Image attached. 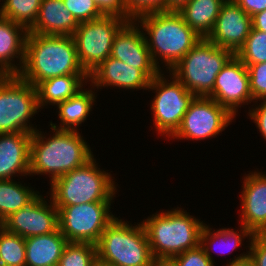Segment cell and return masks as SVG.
<instances>
[{
  "label": "cell",
  "mask_w": 266,
  "mask_h": 266,
  "mask_svg": "<svg viewBox=\"0 0 266 266\" xmlns=\"http://www.w3.org/2000/svg\"><path fill=\"white\" fill-rule=\"evenodd\" d=\"M111 203L55 206L59 211L60 232L69 243L96 244L106 227L116 218L110 212Z\"/></svg>",
  "instance_id": "30bf717a"
},
{
  "label": "cell",
  "mask_w": 266,
  "mask_h": 266,
  "mask_svg": "<svg viewBox=\"0 0 266 266\" xmlns=\"http://www.w3.org/2000/svg\"><path fill=\"white\" fill-rule=\"evenodd\" d=\"M37 110L40 108L33 85L18 75L0 76V134H33L37 129L29 121Z\"/></svg>",
  "instance_id": "ba28073f"
},
{
  "label": "cell",
  "mask_w": 266,
  "mask_h": 266,
  "mask_svg": "<svg viewBox=\"0 0 266 266\" xmlns=\"http://www.w3.org/2000/svg\"><path fill=\"white\" fill-rule=\"evenodd\" d=\"M234 55L201 38L169 72L195 96L209 97L217 75Z\"/></svg>",
  "instance_id": "52a82bcc"
},
{
  "label": "cell",
  "mask_w": 266,
  "mask_h": 266,
  "mask_svg": "<svg viewBox=\"0 0 266 266\" xmlns=\"http://www.w3.org/2000/svg\"><path fill=\"white\" fill-rule=\"evenodd\" d=\"M39 194L37 190L12 179L0 180V224L31 203Z\"/></svg>",
  "instance_id": "4316f807"
},
{
  "label": "cell",
  "mask_w": 266,
  "mask_h": 266,
  "mask_svg": "<svg viewBox=\"0 0 266 266\" xmlns=\"http://www.w3.org/2000/svg\"><path fill=\"white\" fill-rule=\"evenodd\" d=\"M96 101L95 92L81 89L71 98L58 103L57 109L60 125L50 122L51 128L57 130L77 131L79 125L86 121ZM75 126V127H74ZM78 127V128H77Z\"/></svg>",
  "instance_id": "cb8c5ba5"
},
{
  "label": "cell",
  "mask_w": 266,
  "mask_h": 266,
  "mask_svg": "<svg viewBox=\"0 0 266 266\" xmlns=\"http://www.w3.org/2000/svg\"><path fill=\"white\" fill-rule=\"evenodd\" d=\"M190 0H166V11L178 12Z\"/></svg>",
  "instance_id": "60d3db41"
},
{
  "label": "cell",
  "mask_w": 266,
  "mask_h": 266,
  "mask_svg": "<svg viewBox=\"0 0 266 266\" xmlns=\"http://www.w3.org/2000/svg\"><path fill=\"white\" fill-rule=\"evenodd\" d=\"M78 26L63 0H42L37 19L28 31L41 35L73 36Z\"/></svg>",
  "instance_id": "44dd1931"
},
{
  "label": "cell",
  "mask_w": 266,
  "mask_h": 266,
  "mask_svg": "<svg viewBox=\"0 0 266 266\" xmlns=\"http://www.w3.org/2000/svg\"><path fill=\"white\" fill-rule=\"evenodd\" d=\"M135 225L116 217L95 244L98 260L112 266H153L145 227L142 222Z\"/></svg>",
  "instance_id": "8992f818"
},
{
  "label": "cell",
  "mask_w": 266,
  "mask_h": 266,
  "mask_svg": "<svg viewBox=\"0 0 266 266\" xmlns=\"http://www.w3.org/2000/svg\"><path fill=\"white\" fill-rule=\"evenodd\" d=\"M51 130L49 138L38 129L32 134L29 157V176L50 175V183L94 157L79 131Z\"/></svg>",
  "instance_id": "7a4b0ae2"
},
{
  "label": "cell",
  "mask_w": 266,
  "mask_h": 266,
  "mask_svg": "<svg viewBox=\"0 0 266 266\" xmlns=\"http://www.w3.org/2000/svg\"><path fill=\"white\" fill-rule=\"evenodd\" d=\"M240 227V232L234 231L230 228H221L219 230L214 231L210 228V226L206 225V223L204 224L200 235V246L204 249L205 254L212 262H214V258L212 257L210 249L212 251L214 249L215 251L216 248H222V251H220L221 254H230L231 251L237 249L238 246H241L242 240L244 238L246 239L249 237L248 240L249 242L251 241L254 236V233L248 228H246L244 225H241Z\"/></svg>",
  "instance_id": "484cf974"
},
{
  "label": "cell",
  "mask_w": 266,
  "mask_h": 266,
  "mask_svg": "<svg viewBox=\"0 0 266 266\" xmlns=\"http://www.w3.org/2000/svg\"><path fill=\"white\" fill-rule=\"evenodd\" d=\"M233 117L223 106L210 97L196 96L183 116L172 139L204 140L217 137Z\"/></svg>",
  "instance_id": "7c38bea8"
},
{
  "label": "cell",
  "mask_w": 266,
  "mask_h": 266,
  "mask_svg": "<svg viewBox=\"0 0 266 266\" xmlns=\"http://www.w3.org/2000/svg\"><path fill=\"white\" fill-rule=\"evenodd\" d=\"M110 56L141 69L151 80L161 71L152 60L144 31L136 20L127 21L118 30Z\"/></svg>",
  "instance_id": "9a60e30c"
},
{
  "label": "cell",
  "mask_w": 266,
  "mask_h": 266,
  "mask_svg": "<svg viewBox=\"0 0 266 266\" xmlns=\"http://www.w3.org/2000/svg\"><path fill=\"white\" fill-rule=\"evenodd\" d=\"M246 66L249 74L250 92L254 102L259 103L258 100L266 99V62Z\"/></svg>",
  "instance_id": "d6a6232c"
},
{
  "label": "cell",
  "mask_w": 266,
  "mask_h": 266,
  "mask_svg": "<svg viewBox=\"0 0 266 266\" xmlns=\"http://www.w3.org/2000/svg\"><path fill=\"white\" fill-rule=\"evenodd\" d=\"M235 55L245 65L266 62V32L251 28L244 45Z\"/></svg>",
  "instance_id": "f546056e"
},
{
  "label": "cell",
  "mask_w": 266,
  "mask_h": 266,
  "mask_svg": "<svg viewBox=\"0 0 266 266\" xmlns=\"http://www.w3.org/2000/svg\"><path fill=\"white\" fill-rule=\"evenodd\" d=\"M28 32L25 27L0 16V76L18 75L22 70ZM14 58L19 59V64L15 65Z\"/></svg>",
  "instance_id": "ffe728a7"
},
{
  "label": "cell",
  "mask_w": 266,
  "mask_h": 266,
  "mask_svg": "<svg viewBox=\"0 0 266 266\" xmlns=\"http://www.w3.org/2000/svg\"><path fill=\"white\" fill-rule=\"evenodd\" d=\"M92 266H112L106 263H103L101 261H99L98 259L96 260V262L92 265Z\"/></svg>",
  "instance_id": "ee69618b"
},
{
  "label": "cell",
  "mask_w": 266,
  "mask_h": 266,
  "mask_svg": "<svg viewBox=\"0 0 266 266\" xmlns=\"http://www.w3.org/2000/svg\"><path fill=\"white\" fill-rule=\"evenodd\" d=\"M1 1V0H0ZM0 16L29 30L37 19L42 0H2Z\"/></svg>",
  "instance_id": "83f0119b"
},
{
  "label": "cell",
  "mask_w": 266,
  "mask_h": 266,
  "mask_svg": "<svg viewBox=\"0 0 266 266\" xmlns=\"http://www.w3.org/2000/svg\"><path fill=\"white\" fill-rule=\"evenodd\" d=\"M168 73L172 81H168L161 70L150 81L148 91L154 90L156 94L151 103L155 129L161 136L171 139L196 96L173 74Z\"/></svg>",
  "instance_id": "9c48e42d"
},
{
  "label": "cell",
  "mask_w": 266,
  "mask_h": 266,
  "mask_svg": "<svg viewBox=\"0 0 266 266\" xmlns=\"http://www.w3.org/2000/svg\"><path fill=\"white\" fill-rule=\"evenodd\" d=\"M226 0H190L178 13L185 23L201 38L212 31L222 4Z\"/></svg>",
  "instance_id": "d4e9b609"
},
{
  "label": "cell",
  "mask_w": 266,
  "mask_h": 266,
  "mask_svg": "<svg viewBox=\"0 0 266 266\" xmlns=\"http://www.w3.org/2000/svg\"><path fill=\"white\" fill-rule=\"evenodd\" d=\"M88 81L95 88L119 87L122 89H146L148 90L151 79L134 66H128L124 62L109 56L89 73Z\"/></svg>",
  "instance_id": "ac0fdd59"
},
{
  "label": "cell",
  "mask_w": 266,
  "mask_h": 266,
  "mask_svg": "<svg viewBox=\"0 0 266 266\" xmlns=\"http://www.w3.org/2000/svg\"><path fill=\"white\" fill-rule=\"evenodd\" d=\"M126 19L135 20L150 12L166 11V0H125Z\"/></svg>",
  "instance_id": "836d02e7"
},
{
  "label": "cell",
  "mask_w": 266,
  "mask_h": 266,
  "mask_svg": "<svg viewBox=\"0 0 266 266\" xmlns=\"http://www.w3.org/2000/svg\"><path fill=\"white\" fill-rule=\"evenodd\" d=\"M249 245L247 263L250 266H266V233H255Z\"/></svg>",
  "instance_id": "d590c367"
},
{
  "label": "cell",
  "mask_w": 266,
  "mask_h": 266,
  "mask_svg": "<svg viewBox=\"0 0 266 266\" xmlns=\"http://www.w3.org/2000/svg\"><path fill=\"white\" fill-rule=\"evenodd\" d=\"M50 201L49 204L38 195L27 206L7 217L0 226L23 238L53 233L59 229V211L51 198Z\"/></svg>",
  "instance_id": "4fadbf2b"
},
{
  "label": "cell",
  "mask_w": 266,
  "mask_h": 266,
  "mask_svg": "<svg viewBox=\"0 0 266 266\" xmlns=\"http://www.w3.org/2000/svg\"><path fill=\"white\" fill-rule=\"evenodd\" d=\"M153 266H176L171 260H155Z\"/></svg>",
  "instance_id": "7bdbcfd3"
},
{
  "label": "cell",
  "mask_w": 266,
  "mask_h": 266,
  "mask_svg": "<svg viewBox=\"0 0 266 266\" xmlns=\"http://www.w3.org/2000/svg\"><path fill=\"white\" fill-rule=\"evenodd\" d=\"M68 74H88L79 62L73 36L28 32L18 76L35 87L41 81Z\"/></svg>",
  "instance_id": "6da1fadb"
},
{
  "label": "cell",
  "mask_w": 266,
  "mask_h": 266,
  "mask_svg": "<svg viewBox=\"0 0 266 266\" xmlns=\"http://www.w3.org/2000/svg\"><path fill=\"white\" fill-rule=\"evenodd\" d=\"M135 20L145 31L152 60L160 70V61L170 71L201 39L175 11L150 12Z\"/></svg>",
  "instance_id": "3957f363"
},
{
  "label": "cell",
  "mask_w": 266,
  "mask_h": 266,
  "mask_svg": "<svg viewBox=\"0 0 266 266\" xmlns=\"http://www.w3.org/2000/svg\"><path fill=\"white\" fill-rule=\"evenodd\" d=\"M242 180L241 225L254 234L266 233V174L255 171Z\"/></svg>",
  "instance_id": "e0dca14e"
},
{
  "label": "cell",
  "mask_w": 266,
  "mask_h": 266,
  "mask_svg": "<svg viewBox=\"0 0 266 266\" xmlns=\"http://www.w3.org/2000/svg\"><path fill=\"white\" fill-rule=\"evenodd\" d=\"M97 259L95 244L68 242L58 266H92Z\"/></svg>",
  "instance_id": "4dcf8cb0"
},
{
  "label": "cell",
  "mask_w": 266,
  "mask_h": 266,
  "mask_svg": "<svg viewBox=\"0 0 266 266\" xmlns=\"http://www.w3.org/2000/svg\"><path fill=\"white\" fill-rule=\"evenodd\" d=\"M127 21L119 16L103 15L79 23L73 38L79 62L88 74L110 56L114 36Z\"/></svg>",
  "instance_id": "8fae6325"
},
{
  "label": "cell",
  "mask_w": 266,
  "mask_h": 266,
  "mask_svg": "<svg viewBox=\"0 0 266 266\" xmlns=\"http://www.w3.org/2000/svg\"><path fill=\"white\" fill-rule=\"evenodd\" d=\"M0 265L26 266L25 238L0 226Z\"/></svg>",
  "instance_id": "f1b7e54d"
},
{
  "label": "cell",
  "mask_w": 266,
  "mask_h": 266,
  "mask_svg": "<svg viewBox=\"0 0 266 266\" xmlns=\"http://www.w3.org/2000/svg\"><path fill=\"white\" fill-rule=\"evenodd\" d=\"M88 77L89 74H68L39 82L35 86L39 108L71 98L89 82Z\"/></svg>",
  "instance_id": "603a6c76"
},
{
  "label": "cell",
  "mask_w": 266,
  "mask_h": 266,
  "mask_svg": "<svg viewBox=\"0 0 266 266\" xmlns=\"http://www.w3.org/2000/svg\"><path fill=\"white\" fill-rule=\"evenodd\" d=\"M248 256H249V251L240 254V256L238 255L237 257H234V259H232V261L229 263H227V265L225 266H250L247 262H248Z\"/></svg>",
  "instance_id": "b9f144b4"
},
{
  "label": "cell",
  "mask_w": 266,
  "mask_h": 266,
  "mask_svg": "<svg viewBox=\"0 0 266 266\" xmlns=\"http://www.w3.org/2000/svg\"><path fill=\"white\" fill-rule=\"evenodd\" d=\"M103 15H115L126 19L125 0H93Z\"/></svg>",
  "instance_id": "8d00e7d4"
},
{
  "label": "cell",
  "mask_w": 266,
  "mask_h": 266,
  "mask_svg": "<svg viewBox=\"0 0 266 266\" xmlns=\"http://www.w3.org/2000/svg\"><path fill=\"white\" fill-rule=\"evenodd\" d=\"M251 28L252 17L232 0H226L207 39L236 54L244 45Z\"/></svg>",
  "instance_id": "2e32d148"
},
{
  "label": "cell",
  "mask_w": 266,
  "mask_h": 266,
  "mask_svg": "<svg viewBox=\"0 0 266 266\" xmlns=\"http://www.w3.org/2000/svg\"><path fill=\"white\" fill-rule=\"evenodd\" d=\"M252 28L266 32V10L252 16Z\"/></svg>",
  "instance_id": "ab89813d"
},
{
  "label": "cell",
  "mask_w": 266,
  "mask_h": 266,
  "mask_svg": "<svg viewBox=\"0 0 266 266\" xmlns=\"http://www.w3.org/2000/svg\"><path fill=\"white\" fill-rule=\"evenodd\" d=\"M31 138L25 132L0 134V180L29 175Z\"/></svg>",
  "instance_id": "d6986e66"
},
{
  "label": "cell",
  "mask_w": 266,
  "mask_h": 266,
  "mask_svg": "<svg viewBox=\"0 0 266 266\" xmlns=\"http://www.w3.org/2000/svg\"><path fill=\"white\" fill-rule=\"evenodd\" d=\"M260 103L255 108L249 110V118L256 124V128L261 132V135L266 140V99L258 100Z\"/></svg>",
  "instance_id": "74e56055"
},
{
  "label": "cell",
  "mask_w": 266,
  "mask_h": 266,
  "mask_svg": "<svg viewBox=\"0 0 266 266\" xmlns=\"http://www.w3.org/2000/svg\"><path fill=\"white\" fill-rule=\"evenodd\" d=\"M114 177L98 168L93 157L85 165L50 183L49 198L55 206L80 205L91 202H112L116 197ZM116 190V191H115Z\"/></svg>",
  "instance_id": "5b68a950"
},
{
  "label": "cell",
  "mask_w": 266,
  "mask_h": 266,
  "mask_svg": "<svg viewBox=\"0 0 266 266\" xmlns=\"http://www.w3.org/2000/svg\"><path fill=\"white\" fill-rule=\"evenodd\" d=\"M157 213L142 221L155 260H171L200 245L203 221L179 207Z\"/></svg>",
  "instance_id": "277c9868"
},
{
  "label": "cell",
  "mask_w": 266,
  "mask_h": 266,
  "mask_svg": "<svg viewBox=\"0 0 266 266\" xmlns=\"http://www.w3.org/2000/svg\"><path fill=\"white\" fill-rule=\"evenodd\" d=\"M171 261L176 266H215V262L208 258L200 245L194 249L184 251L172 258Z\"/></svg>",
  "instance_id": "e575fe53"
},
{
  "label": "cell",
  "mask_w": 266,
  "mask_h": 266,
  "mask_svg": "<svg viewBox=\"0 0 266 266\" xmlns=\"http://www.w3.org/2000/svg\"><path fill=\"white\" fill-rule=\"evenodd\" d=\"M67 239L60 230L25 238L26 266H58Z\"/></svg>",
  "instance_id": "7402d4cb"
},
{
  "label": "cell",
  "mask_w": 266,
  "mask_h": 266,
  "mask_svg": "<svg viewBox=\"0 0 266 266\" xmlns=\"http://www.w3.org/2000/svg\"><path fill=\"white\" fill-rule=\"evenodd\" d=\"M63 2L78 23L103 16L93 0H63Z\"/></svg>",
  "instance_id": "1f68e13d"
},
{
  "label": "cell",
  "mask_w": 266,
  "mask_h": 266,
  "mask_svg": "<svg viewBox=\"0 0 266 266\" xmlns=\"http://www.w3.org/2000/svg\"><path fill=\"white\" fill-rule=\"evenodd\" d=\"M249 16L266 10V0H232Z\"/></svg>",
  "instance_id": "f35d334b"
},
{
  "label": "cell",
  "mask_w": 266,
  "mask_h": 266,
  "mask_svg": "<svg viewBox=\"0 0 266 266\" xmlns=\"http://www.w3.org/2000/svg\"><path fill=\"white\" fill-rule=\"evenodd\" d=\"M223 106L233 117L242 104L254 102L250 92L247 66L234 55L216 77L209 96ZM249 102V103H248Z\"/></svg>",
  "instance_id": "5bb4252c"
}]
</instances>
